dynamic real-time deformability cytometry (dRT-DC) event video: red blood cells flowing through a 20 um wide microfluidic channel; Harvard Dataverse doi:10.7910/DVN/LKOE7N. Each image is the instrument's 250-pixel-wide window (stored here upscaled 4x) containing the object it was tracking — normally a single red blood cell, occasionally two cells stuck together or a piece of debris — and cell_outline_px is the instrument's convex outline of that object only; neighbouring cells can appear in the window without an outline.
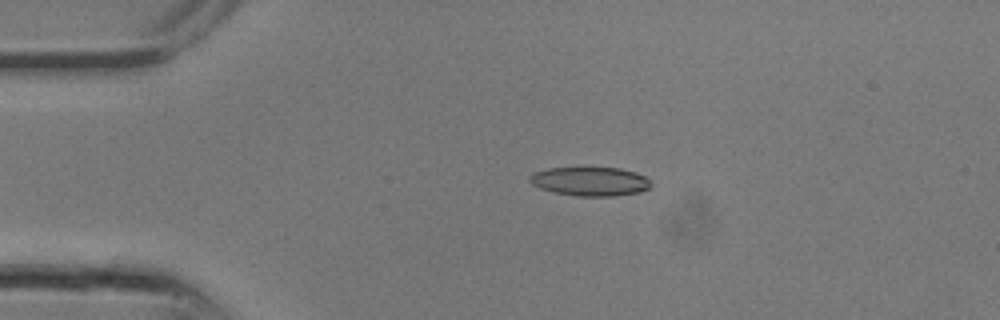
{"species": "common noctule bat (a hibernating species)", "species_latin": "Nyctalus noctula", "temperature_condition": "room temperature", "stored_images_in_passage": 11, "camera_frame_rate_fps": 3000, "um_per_image_px": 0.085, "animal": {"sex": "male", "body_mass_g": 13.3}, "frame": {"image": 1, "passage_image": 6, "time_ms": 1.667, "image_size_px": [1000, 320], "cell_outline_px": [[652, 184], [648, 188], [640, 192], [612, 196], [576, 196], [556, 192], [540, 188], [532, 184], [528, 180], [528, 176], [536, 172], [548, 168], [620, 168], [636, 172], [644, 176]], "centroid_in_image_um": [50.16, 15.42], "position_along_channel_um": 34.8, "area_um2": 20.29}}
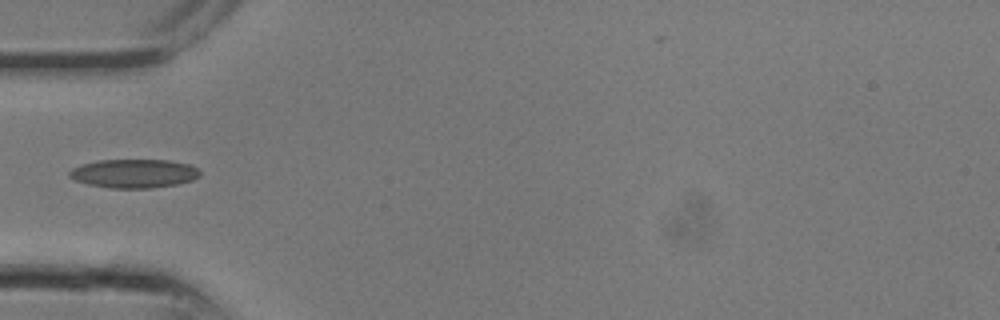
{"frame": {"image": 2, "passage_image": 9, "time_ms": 2.667, "image_size_px": [1000, 320], "cell_outline_px": [[200, 176], [192, 180], [176, 184], [148, 188], [112, 188], [88, 184], [76, 180], [68, 176], [68, 172], [72, 168], [80, 164], [100, 160], [168, 160], [188, 164], [196, 168], [200, 172]], "centroid_in_image_um": [11.36, 14.74], "position_along_channel_um": 73.6, "area_um2": 21.73}}